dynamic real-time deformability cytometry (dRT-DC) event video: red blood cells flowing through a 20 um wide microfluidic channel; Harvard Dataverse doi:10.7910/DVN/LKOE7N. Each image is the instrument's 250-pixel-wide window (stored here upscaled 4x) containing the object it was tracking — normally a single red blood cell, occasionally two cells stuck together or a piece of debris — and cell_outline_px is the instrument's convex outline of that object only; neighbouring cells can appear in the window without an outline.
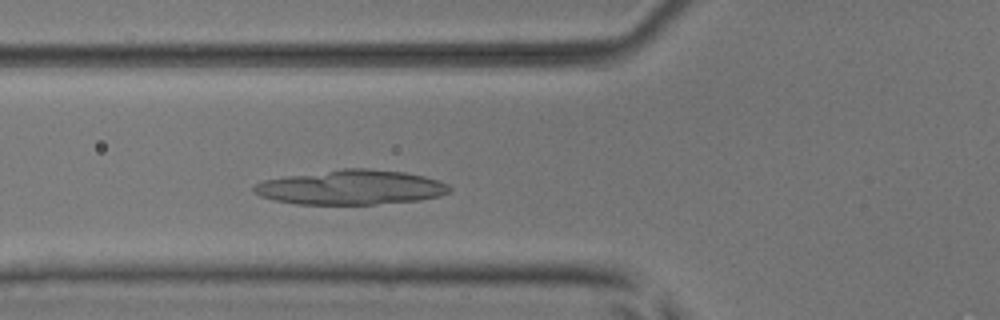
{"species": "common noctule bat (a hibernating species)", "species_latin": "Nyctalus noctula", "temperature_condition": "room temperature", "stored_images_in_passage": 45, "camera_frame_rate_fps": 3000, "um_per_image_px": 0.085, "animal": {"sex": "male", "body_mass_g": 17.9, "forearm_length_mm": 54.2}, "frame": {"image": 1, "passage_image": 13, "time_ms": 4.0, "image_size_px": [1000, 320], "cell_outline_px": [[452, 188], [448, 192], [440, 196], [420, 200], [376, 204], [296, 204], [276, 200], [260, 196], [252, 192], [252, 188], [256, 184], [264, 180], [288, 176], [344, 168], [368, 168], [404, 172], [424, 176], [448, 184]], "centroid_in_image_um": [29.85, 15.93], "position_along_channel_um": 96.0, "area_um2": 39.3}}
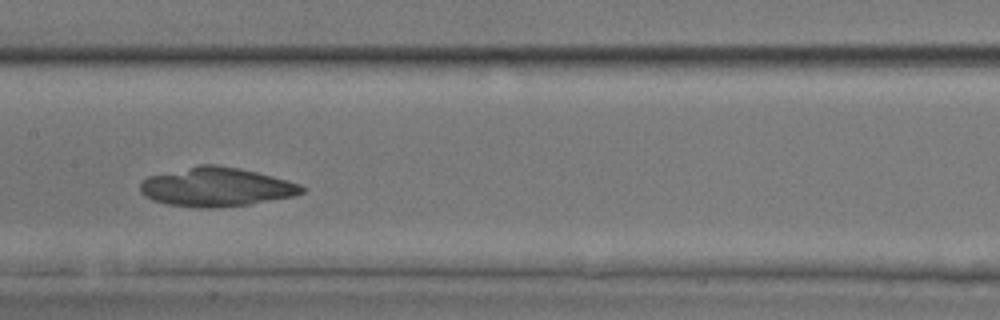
{"frame": {"image": 2, "passage_image": 20, "time_ms": 6.333, "image_size_px": [1000, 320], "cell_outline_px": [[304, 192], [296, 196], [248, 204], [220, 208], [196, 208], [168, 204], [152, 200], [144, 196], [140, 192], [140, 184], [148, 176], [200, 164], [216, 164], [240, 168], [272, 176], [300, 184], [304, 188]], "centroid_in_image_um": [18.37, 15.9], "position_along_channel_um": 189.0, "area_um2": 36.82}}
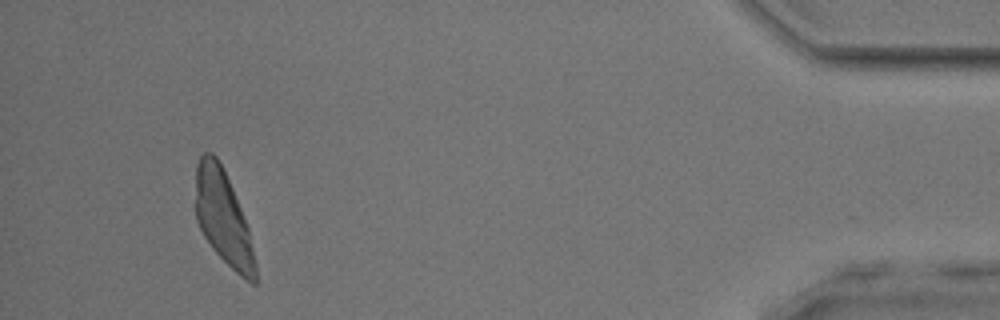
{"frame": {"image": 3, "passage_image": 42, "time_ms": 13.667, "image_size_px": [1000, 320], "cell_outline_px": [[256, 284], [252, 284], [240, 276], [212, 248], [204, 236], [196, 220], [196, 164], [200, 156], [204, 152], [212, 152], [216, 156], [232, 188], [248, 228], [256, 264]], "centroid_in_image_um": [18.96, 18.51], "position_along_channel_um": 416.2, "area_um2": 32.19}}